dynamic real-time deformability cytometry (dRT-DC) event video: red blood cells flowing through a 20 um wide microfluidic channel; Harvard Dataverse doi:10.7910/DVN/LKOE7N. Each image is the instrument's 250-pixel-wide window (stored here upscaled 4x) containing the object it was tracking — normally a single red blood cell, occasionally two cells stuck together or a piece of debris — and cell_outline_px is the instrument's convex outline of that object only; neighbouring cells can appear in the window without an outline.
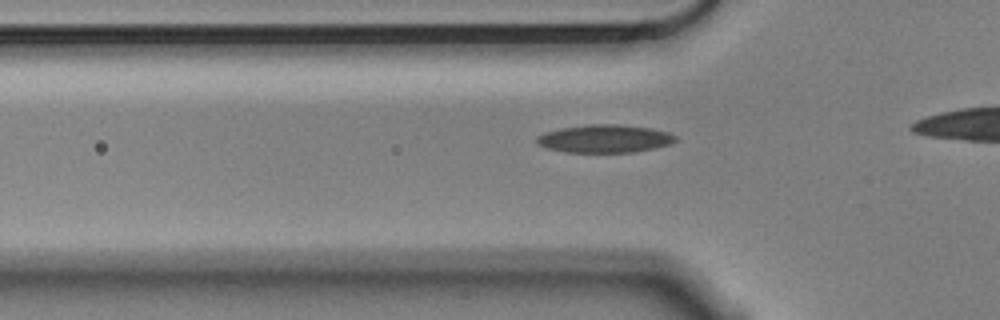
{"species": "Egyptian fruit bat (a non-hibernating species)", "species_latin": "Rousettus aegyptiacus", "temperature_condition": "cold", "stored_images_in_passage": 39, "camera_frame_rate_fps": 3000, "um_per_image_px": 0.085, "animal": {"sex": "male"}, "frame": {"image": 1, "passage_image": 12, "time_ms": 3.667, "image_size_px": [1000, 320], "cell_outline_px": [[676, 140], [672, 144], [632, 152], [564, 152], [548, 148], [540, 144], [536, 140], [536, 136], [544, 132], [560, 128], [588, 124], [616, 124], [652, 128], [668, 132], [676, 136]], "centroid_in_image_um": [51.4, 11.78], "position_along_channel_um": 74.4, "area_um2": 22.54}}
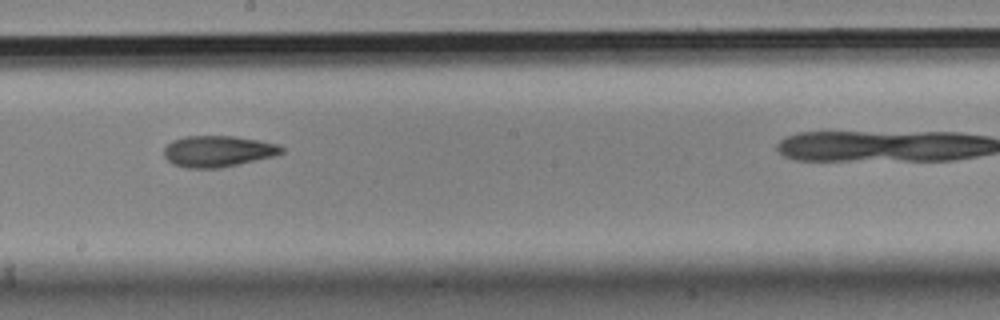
{"frame": {"image": 2, "passage_image": 25, "time_ms": 8.0, "image_size_px": [1000, 320], "cell_outline_px": [[284, 152], [276, 156], [220, 168], [188, 168], [172, 164], [164, 156], [164, 148], [172, 140], [184, 136], [232, 136], [280, 144], [284, 148]], "centroid_in_image_um": [18.54, 12.86], "position_along_channel_um": 229.7, "area_um2": 21.5}}
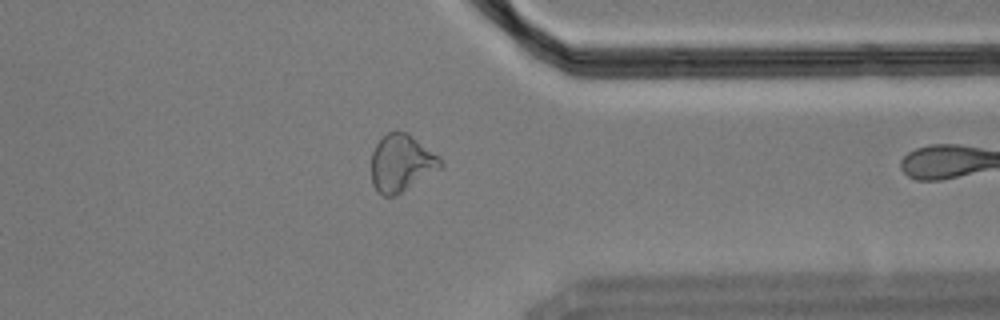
{"frame": {"image": 3, "passage_image": 38, "time_ms": 12.333, "image_size_px": [1000, 320], "cell_outline_px": [[444, 164], [440, 168], [400, 192], [392, 196], [384, 196], [376, 192], [372, 184], [372, 152], [380, 136], [388, 132], [408, 132], [436, 156]], "centroid_in_image_um": [34.05, 13.85], "position_along_channel_um": 377.4, "area_um2": 22.48}}